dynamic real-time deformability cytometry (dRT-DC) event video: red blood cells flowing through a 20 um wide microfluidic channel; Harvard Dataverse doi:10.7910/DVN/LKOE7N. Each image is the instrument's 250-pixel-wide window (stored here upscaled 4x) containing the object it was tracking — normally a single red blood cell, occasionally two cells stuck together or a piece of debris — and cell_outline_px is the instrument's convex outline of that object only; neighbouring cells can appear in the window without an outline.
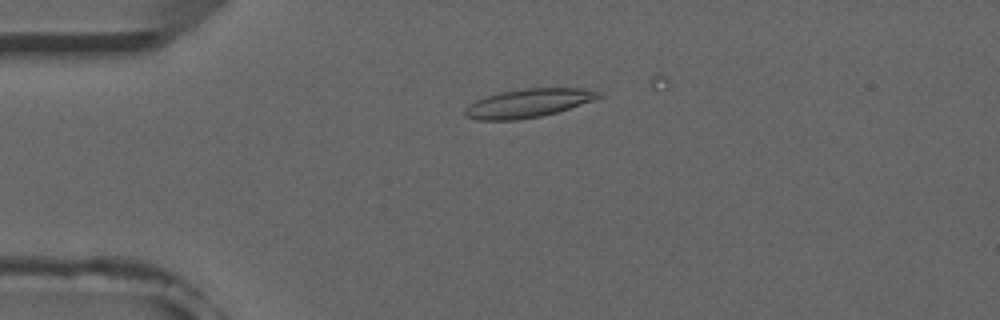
{"species": "common noctule bat (a hibernating species)", "species_latin": "Nyctalus noctula", "temperature_condition": "room temperature", "stored_images_in_passage": 5, "camera_frame_rate_fps": 3000, "um_per_image_px": 0.085, "animal": {"sex": "male", "forearm_length_mm": 52.5}, "frame": {"image": 1, "passage_image": 3, "time_ms": 2.333, "image_size_px": [1000, 320], "cell_outline_px": [[604, 96], [556, 112], [540, 116], [516, 120], [476, 120], [468, 116], [464, 112], [464, 108], [476, 100], [500, 92], [524, 88], [584, 88], [600, 92]], "centroid_in_image_um": [44.89, 8.76], "position_along_channel_um": 40.1, "area_um2": 21.96}}